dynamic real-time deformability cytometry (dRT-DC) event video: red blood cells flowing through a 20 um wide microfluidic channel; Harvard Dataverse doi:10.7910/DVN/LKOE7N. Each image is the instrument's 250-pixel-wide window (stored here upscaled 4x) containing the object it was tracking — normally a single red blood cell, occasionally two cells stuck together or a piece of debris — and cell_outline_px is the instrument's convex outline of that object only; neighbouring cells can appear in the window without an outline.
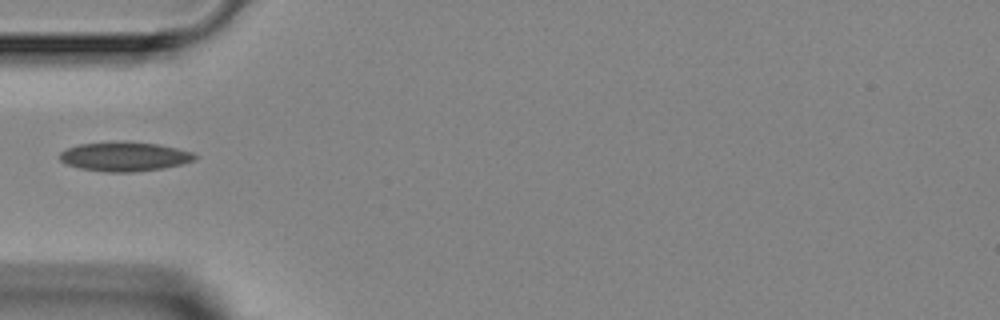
{"species": "Egyptian fruit bat (a non-hibernating species)", "species_latin": "Rousettus aegyptiacus", "temperature_condition": "room temperature", "stored_images_in_passage": 3, "camera_frame_rate_fps": 3000, "um_per_image_px": 0.085, "animal": {"sex": "female"}, "frame": {"image": 1, "passage_image": 3, "time_ms": 3.0, "image_size_px": [1000, 320], "cell_outline_px": [[196, 160], [164, 168], [132, 172], [108, 172], [80, 168], [68, 164], [60, 160], [60, 152], [68, 148], [80, 144], [120, 140], [124, 140], [156, 144], [176, 148], [192, 152], [196, 156]], "centroid_in_image_um": [10.59, 13.29], "position_along_channel_um": 74.4, "area_um2": 23.06}}